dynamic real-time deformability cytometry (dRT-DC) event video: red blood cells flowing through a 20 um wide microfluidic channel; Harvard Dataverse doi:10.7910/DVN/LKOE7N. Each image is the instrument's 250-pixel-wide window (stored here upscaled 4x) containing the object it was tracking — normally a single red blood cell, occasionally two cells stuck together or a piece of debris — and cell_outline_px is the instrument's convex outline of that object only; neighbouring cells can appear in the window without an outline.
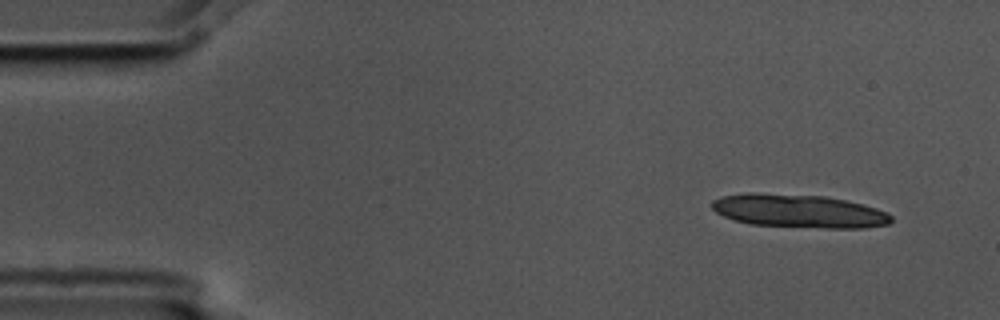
{"species": "common noctule bat (a hibernating species)", "species_latin": "Nyctalus noctula", "temperature_condition": "cold", "stored_images_in_passage": 5, "segment_of_instrument_passage": [1, 2], "camera_frame_rate_fps": 3000, "um_per_image_px": 0.085, "animal": {"sex": "male", "body_mass_g": 17.5, "forearm_length_mm": 52.3}, "frame": {"image": 1, "passage_image": 1, "time_ms": 0.0, "image_size_px": [1000, 320], "cell_outline_px": [[892, 220], [888, 224], [864, 228], [824, 228], [752, 224], [736, 220], [724, 216], [716, 212], [712, 208], [712, 200], [724, 196], [744, 192], [756, 192], [824, 196], [844, 200], [876, 208], [888, 212], [892, 216]], "centroid_in_image_um": [67.9, 17.93], "position_along_channel_um": 17.1, "area_um2": 34.74}}